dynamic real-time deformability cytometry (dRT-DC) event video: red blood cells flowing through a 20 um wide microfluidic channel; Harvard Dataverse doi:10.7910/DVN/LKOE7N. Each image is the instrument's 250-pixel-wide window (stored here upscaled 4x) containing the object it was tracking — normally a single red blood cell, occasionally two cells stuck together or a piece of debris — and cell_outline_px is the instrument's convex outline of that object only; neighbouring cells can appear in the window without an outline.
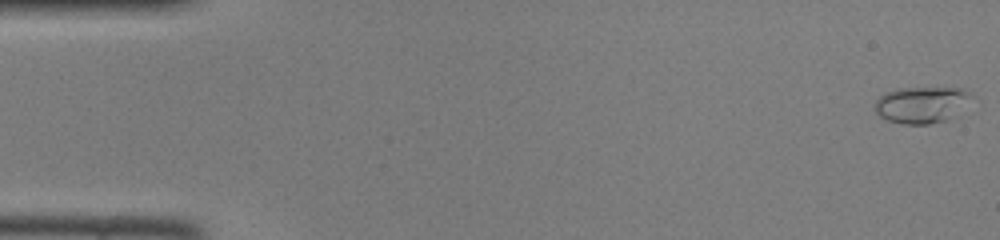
{"species": "common noctule bat (a hibernating species)", "species_latin": "Nyctalus noctula", "temperature_condition": "room temperature", "stored_images_in_passage": 47, "camera_frame_rate_fps": 3000, "um_per_image_px": 0.085, "animal": {"sex": "female", "body_mass_g": 22.0, "forearm_length_mm": 56.7}, "frame": {"image": 1, "passage_image": 1, "time_ms": 0.0, "image_size_px": [1000, 240], "cell_outline_px": [[972, 96], [948, 120], [928, 124], [904, 124], [888, 120], [880, 116], [876, 112], [876, 100], [880, 96], [888, 92], [900, 88], [960, 88], [972, 92]], "centroid_in_image_um": [78.31, 8.9], "position_along_channel_um": 6.7, "area_um2": 20.06}}
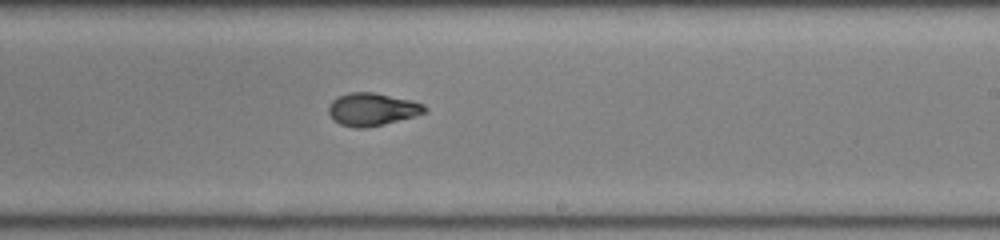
{"frame": {"image": 2, "passage_image": 28, "time_ms": 9.0, "image_size_px": [1000, 240], "cell_outline_px": [[428, 112], [416, 116], [384, 124], [364, 128], [356, 128], [340, 124], [332, 120], [328, 112], [328, 104], [336, 96], [348, 92], [372, 92], [412, 100], [424, 104], [428, 108]], "centroid_in_image_um": [31.63, 9.29], "position_along_channel_um": 257.4, "area_um2": 18.67}}
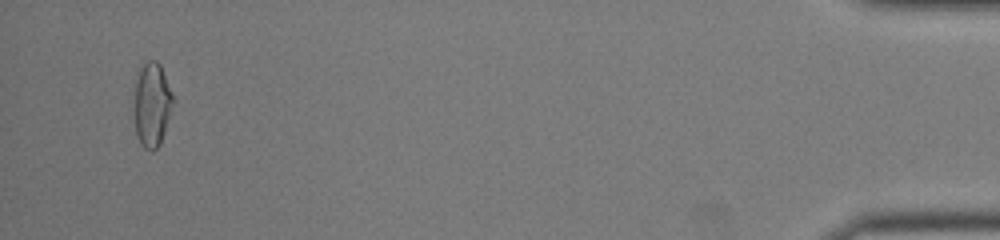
{"frame": {"image": 3, "passage_image": 45, "time_ms": 14.667, "image_size_px": [1000, 240], "cell_outline_px": [[176, 100], [160, 144], [152, 152], [144, 148], [140, 144], [136, 132], [136, 80], [140, 68], [148, 60], [156, 60], [160, 64]], "centroid_in_image_um": [12.98, 8.9], "position_along_channel_um": 422.2, "area_um2": 18.96}}